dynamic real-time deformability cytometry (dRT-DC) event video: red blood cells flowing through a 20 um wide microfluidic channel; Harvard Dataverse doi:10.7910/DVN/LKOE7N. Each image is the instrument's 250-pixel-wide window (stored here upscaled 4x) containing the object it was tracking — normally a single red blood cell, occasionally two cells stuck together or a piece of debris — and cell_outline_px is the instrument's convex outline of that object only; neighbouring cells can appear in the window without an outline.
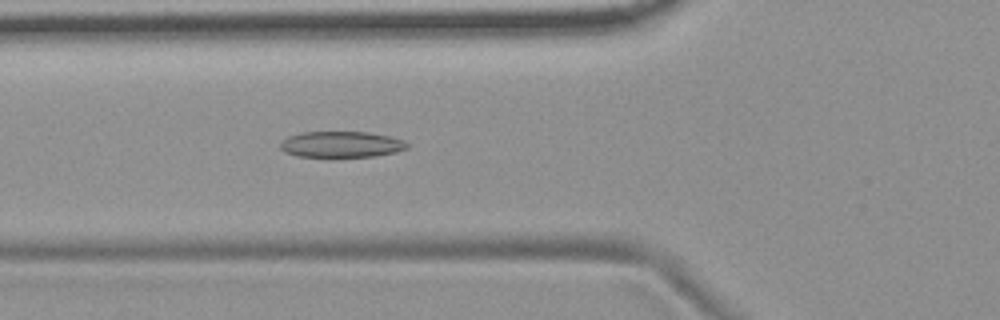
{"species": "common noctule bat (a hibernating species)", "species_latin": "Nyctalus noctula", "temperature_condition": "room temperature", "stored_images_in_passage": 53, "camera_frame_rate_fps": 3000, "um_per_image_px": 0.085, "animal": {"sex": "female", "body_mass_g": 19.9}, "frame": {"image": 1, "passage_image": 19, "time_ms": 6.0, "image_size_px": [1000, 320], "cell_outline_px": [[408, 148], [396, 152], [376, 156], [332, 160], [328, 160], [296, 156], [284, 152], [280, 148], [280, 144], [288, 136], [304, 132], [368, 132], [388, 136], [404, 140], [408, 144]], "centroid_in_image_um": [28.98, 12.33], "position_along_channel_um": 96.8, "area_um2": 20.29}}
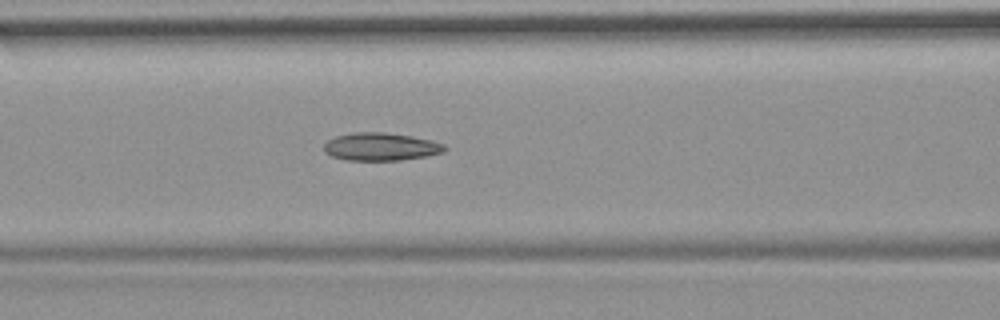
{"frame": {"image": 2, "passage_image": 22, "time_ms": 7.0, "image_size_px": [1000, 320], "cell_outline_px": [[448, 148], [444, 152], [428, 156], [400, 160], [348, 160], [332, 156], [324, 152], [324, 144], [328, 140], [336, 136], [352, 132], [384, 132], [412, 136], [432, 140], [444, 144]], "centroid_in_image_um": [32.39, 12.46], "position_along_channel_um": 134.2, "area_um2": 19.71}}
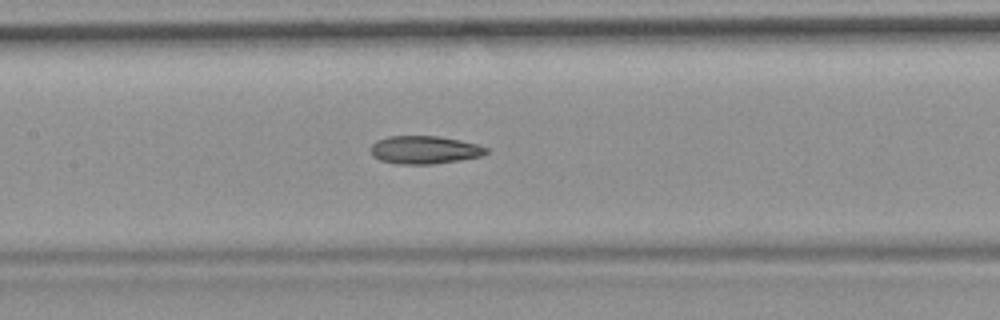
{"frame": {"image": 3, "passage_image": 25, "time_ms": 8.0, "image_size_px": [1000, 320], "cell_outline_px": [[488, 152], [480, 156], [460, 160], [432, 164], [400, 164], [380, 160], [372, 156], [368, 148], [376, 140], [388, 136], [436, 136], [460, 140], [476, 144], [488, 148]], "centroid_in_image_um": [36.03, 12.73], "position_along_channel_um": 171.4, "area_um2": 18.9}, "authors_computed_cell_mechanics": {"area_um2": 19.7098, "velocity_mm_per_s": 3.7143, "shape_relaxation_time_tau1_ms": null, "shape_relaxation_time_tau2_ms": 5.5532, "deformation_change_tau1": null, "deformation_change_tau2": 0.1413}}